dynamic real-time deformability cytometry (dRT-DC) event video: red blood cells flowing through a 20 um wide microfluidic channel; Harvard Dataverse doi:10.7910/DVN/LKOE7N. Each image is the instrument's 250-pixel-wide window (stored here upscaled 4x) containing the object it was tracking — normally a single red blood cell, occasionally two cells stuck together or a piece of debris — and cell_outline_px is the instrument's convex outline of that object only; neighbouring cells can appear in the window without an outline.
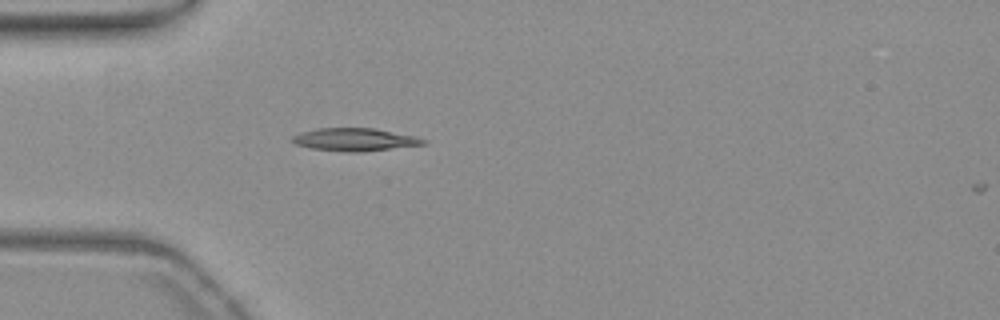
{"species": "common noctule bat (a hibernating species)", "species_latin": "Nyctalus noctula", "temperature_condition": "warm", "stored_images_in_passage": 15, "camera_frame_rate_fps": 3000, "um_per_image_px": 0.085, "animal": {"sex": "female", "body_mass_g": 19.3, "forearm_length_mm": 54.1}, "frame": {"image": 1, "passage_image": 14, "time_ms": 4.333, "image_size_px": [1000, 320], "cell_outline_px": [[428, 140], [424, 144], [364, 152], [344, 152], [312, 148], [296, 144], [288, 140], [292, 136], [300, 132], [316, 128], [372, 128], [416, 136]], "centroid_in_image_um": [30.12, 11.86], "position_along_channel_um": 54.9, "area_um2": 17.51}}